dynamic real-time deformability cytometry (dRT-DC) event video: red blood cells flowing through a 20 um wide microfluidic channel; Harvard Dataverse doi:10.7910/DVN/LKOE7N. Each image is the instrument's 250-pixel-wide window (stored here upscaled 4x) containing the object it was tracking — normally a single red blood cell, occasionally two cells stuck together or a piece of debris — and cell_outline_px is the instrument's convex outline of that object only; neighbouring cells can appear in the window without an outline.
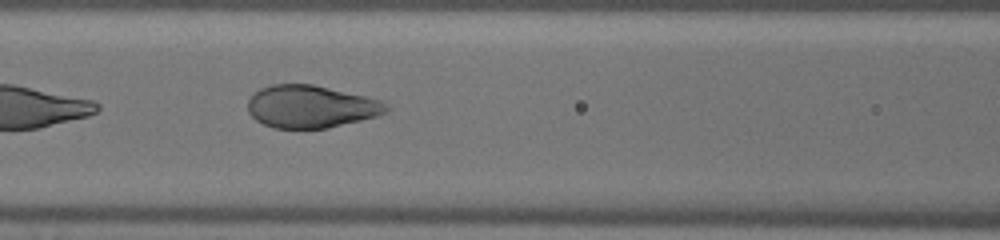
{"species": "human", "species_latin": "Homo sapiens", "temperature_condition": "warm", "stored_images_in_passage": 19, "camera_frame_rate_fps": 3000, "um_per_image_px": 0.085, "donor": {"sex": "male"}, "frame": {"image": 1, "passage_image": 16, "time_ms": 5.0, "image_size_px": [1000, 240], "cell_outline_px": [[388, 112], [376, 116], [328, 128], [272, 128], [256, 120], [248, 112], [248, 100], [260, 88], [272, 84], [312, 84], [364, 96], [380, 100], [388, 108]], "centroid_in_image_um": [26.39, 9.06], "position_along_channel_um": 140.2, "area_um2": 33.99}}